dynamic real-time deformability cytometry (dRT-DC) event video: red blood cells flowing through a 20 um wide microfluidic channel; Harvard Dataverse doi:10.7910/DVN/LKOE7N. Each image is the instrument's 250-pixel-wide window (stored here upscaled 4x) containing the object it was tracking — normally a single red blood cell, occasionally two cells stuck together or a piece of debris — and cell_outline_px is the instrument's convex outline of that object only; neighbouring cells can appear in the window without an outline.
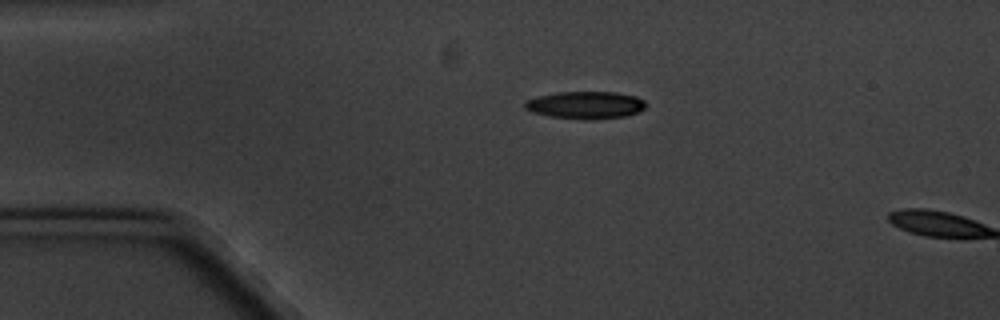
{"species": "common noctule bat (a hibernating species)", "species_latin": "Nyctalus noctula", "temperature_condition": "cold", "stored_images_in_passage": 2, "camera_frame_rate_fps": 3000, "um_per_image_px": 0.085, "animal": {"sex": "male", "body_mass_g": 20.1, "forearm_length_mm": 53.5}, "frame": {"image": 1, "passage_image": 1, "time_ms": 0.0, "image_size_px": [1000, 320], "cell_outline_px": [[644, 108], [636, 112], [624, 116], [588, 120], [584, 120], [548, 116], [532, 112], [524, 108], [524, 104], [528, 100], [540, 96], [556, 92], [616, 92], [636, 96], [644, 100]], "centroid_in_image_um": [49.75, 8.93], "position_along_channel_um": 35.3, "area_um2": 19.19}}